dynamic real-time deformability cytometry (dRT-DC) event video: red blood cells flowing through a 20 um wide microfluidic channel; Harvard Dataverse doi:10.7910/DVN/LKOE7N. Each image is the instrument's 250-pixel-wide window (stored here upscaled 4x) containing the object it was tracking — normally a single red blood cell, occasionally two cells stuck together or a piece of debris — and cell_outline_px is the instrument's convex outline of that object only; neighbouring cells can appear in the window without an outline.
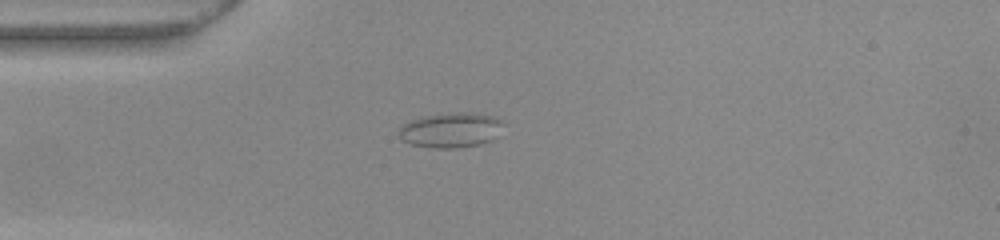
{"species": "common noctule bat (a hibernating species)", "species_latin": "Nyctalus noctula", "temperature_condition": "warm", "stored_images_in_passage": 39, "camera_frame_rate_fps": 3000, "um_per_image_px": 0.085, "animal": {"sex": "female", "body_mass_g": 22.0, "forearm_length_mm": 56.7}, "frame": {"image": 1, "passage_image": 1, "time_ms": 0.0, "image_size_px": [1000, 240], "cell_outline_px": [[504, 124], [496, 136], [492, 140], [480, 144], [456, 148], [432, 148], [412, 144], [404, 140], [396, 132], [400, 124], [424, 116], [456, 112], [472, 112], [496, 116]], "centroid_in_image_um": [38.32, 11.05], "position_along_channel_um": 46.7, "area_um2": 21.44}}
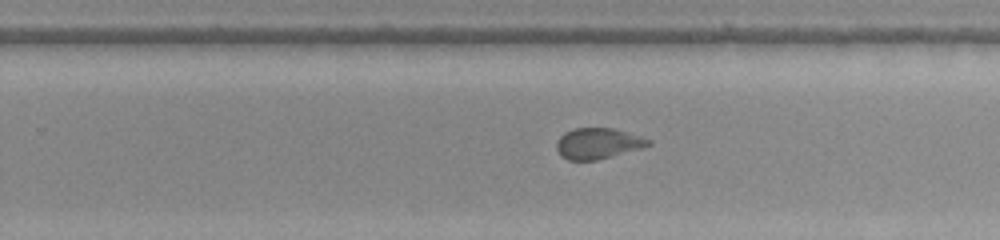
{"frame": {"image": 2, "passage_image": 20, "time_ms": 6.333, "image_size_px": [1000, 240], "cell_outline_px": [[652, 144], [640, 148], [596, 160], [568, 160], [560, 156], [556, 148], [556, 140], [564, 132], [572, 128], [612, 128], [640, 136], [652, 140]], "centroid_in_image_um": [50.77, 12.18], "position_along_channel_um": 279.0, "area_um2": 16.47}}
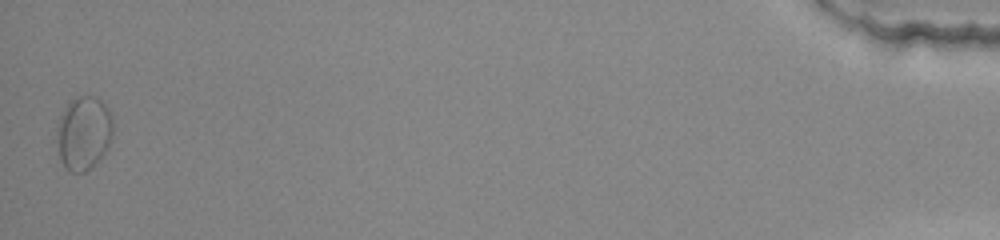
{"frame": {"image": 3, "passage_image": 39, "time_ms": 12.667, "image_size_px": [1000, 240], "cell_outline_px": [[112, 136], [108, 148], [84, 172], [68, 172], [64, 168], [60, 160], [60, 116], [68, 100], [76, 96], [96, 96], [112, 112]], "centroid_in_image_um": [7.15, 11.26], "position_along_channel_um": 428.1, "area_um2": 23.58}, "authors_computed_cell_mechanics": {"area_um2": 16.8776, "velocity_mm_per_s": 3.888, "shape_relaxation_time_tau1_ms": null, "shape_relaxation_time_tau2_ms": 1.1172, "deformation_change_tau1": null, "deformation_change_tau2": 0.0804}}